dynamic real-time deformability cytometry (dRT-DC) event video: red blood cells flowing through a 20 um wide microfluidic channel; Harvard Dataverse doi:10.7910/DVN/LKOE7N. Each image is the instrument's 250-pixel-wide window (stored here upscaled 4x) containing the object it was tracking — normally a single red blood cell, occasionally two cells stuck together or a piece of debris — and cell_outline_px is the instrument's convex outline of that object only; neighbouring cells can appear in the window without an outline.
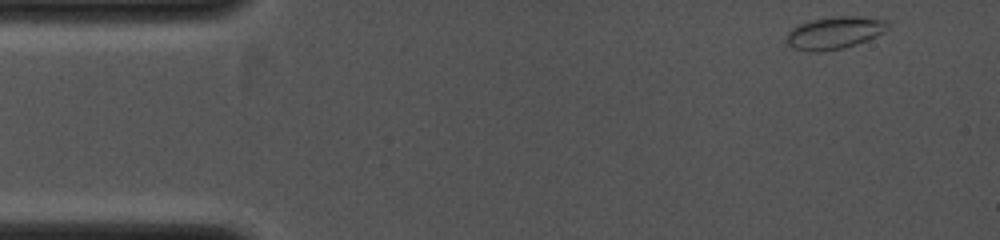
{"species": "common noctule bat (a hibernating species)", "species_latin": "Nyctalus noctula", "temperature_condition": "cold", "stored_images_in_passage": 43, "camera_frame_rate_fps": 4000, "um_per_image_px": 0.085, "animal": {"sex": "female", "body_mass_g": 19.0, "forearm_length_mm": 53.3}, "frame": {"image": 1, "passage_image": 1, "time_ms": 0.0, "image_size_px": [1000, 240], "cell_outline_px": [[888, 28], [884, 32], [876, 36], [856, 44], [844, 48], [820, 52], [812, 52], [792, 48], [788, 44], [784, 36], [792, 28], [808, 20], [832, 16], [856, 16], [888, 20]], "centroid_in_image_um": [70.9, 2.78], "position_along_channel_um": 14.1, "area_um2": 19.31}}
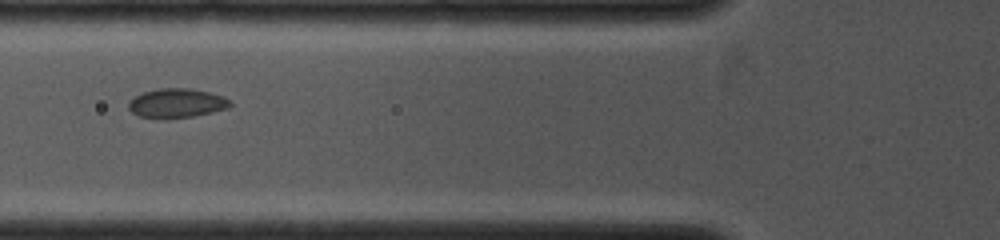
{"frame": {"image": 2, "passage_image": 30, "time_ms": 3.75, "image_size_px": [1000, 240], "cell_outline_px": [[232, 104], [228, 108], [212, 112], [192, 116], [164, 120], [160, 120], [140, 116], [132, 112], [128, 108], [128, 100], [144, 92], [160, 88], [188, 88], [208, 92], [220, 96], [228, 100]], "centroid_in_image_um": [14.96, 8.79], "position_along_channel_um": 110.8, "area_um2": 17.34}}
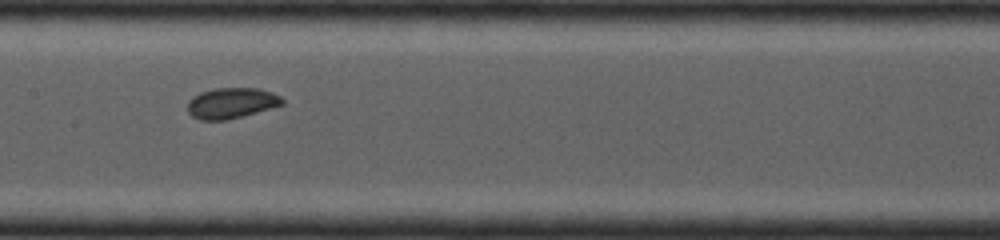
{"frame": {"image": 3, "passage_image": 42, "time_ms": 5.25, "image_size_px": [1000, 240], "cell_outline_px": [[284, 104], [256, 112], [224, 120], [200, 120], [192, 116], [188, 112], [188, 104], [192, 96], [200, 92], [216, 88], [256, 88], [280, 96], [284, 100]], "centroid_in_image_um": [19.63, 8.76], "position_along_channel_um": 187.8, "area_um2": 16.65}}